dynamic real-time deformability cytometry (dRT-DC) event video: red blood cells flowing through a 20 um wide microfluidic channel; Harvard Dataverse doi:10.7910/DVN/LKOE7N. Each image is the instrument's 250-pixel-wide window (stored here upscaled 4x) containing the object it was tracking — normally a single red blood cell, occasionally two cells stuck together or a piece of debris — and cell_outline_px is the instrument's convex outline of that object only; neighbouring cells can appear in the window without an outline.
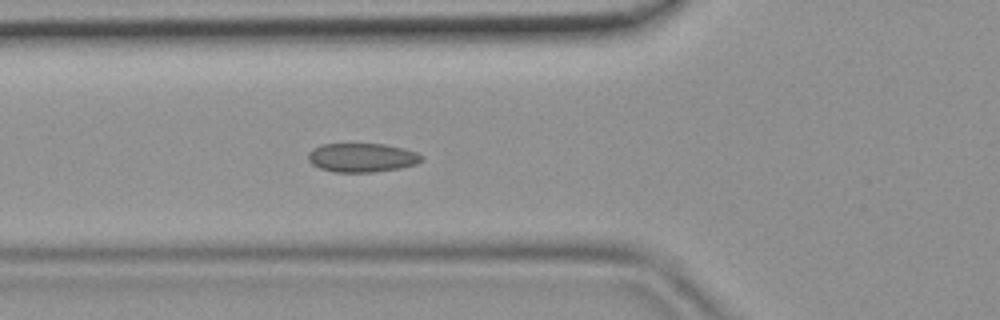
{"species": "common noctule bat (a hibernating species)", "species_latin": "Nyctalus noctula", "temperature_condition": "room temperature", "stored_images_in_passage": 41, "camera_frame_rate_fps": 3000, "um_per_image_px": 0.085, "animal": {"sex": "female", "body_mass_g": 19.9}, "frame": {"image": 1, "passage_image": 12, "time_ms": 3.667, "image_size_px": [1000, 320], "cell_outline_px": [[424, 160], [416, 164], [400, 168], [372, 172], [336, 172], [320, 168], [312, 164], [308, 160], [308, 152], [312, 148], [324, 144], [384, 144], [404, 148], [416, 152], [424, 156]], "centroid_in_image_um": [30.79, 13.39], "position_along_channel_um": 95.0, "area_um2": 19.19}}
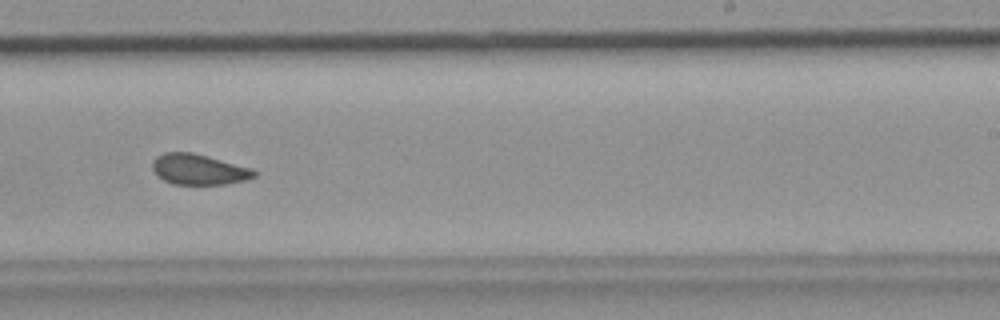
{"frame": {"image": 2, "passage_image": 24, "time_ms": 7.667, "image_size_px": [1000, 320], "cell_outline_px": [[260, 172], [256, 176], [244, 180], [228, 184], [172, 184], [156, 176], [152, 168], [152, 160], [156, 156], [164, 152], [192, 152], [208, 156], [252, 168]], "centroid_in_image_um": [16.89, 14.39], "position_along_channel_um": 272.1, "area_um2": 18.38}}
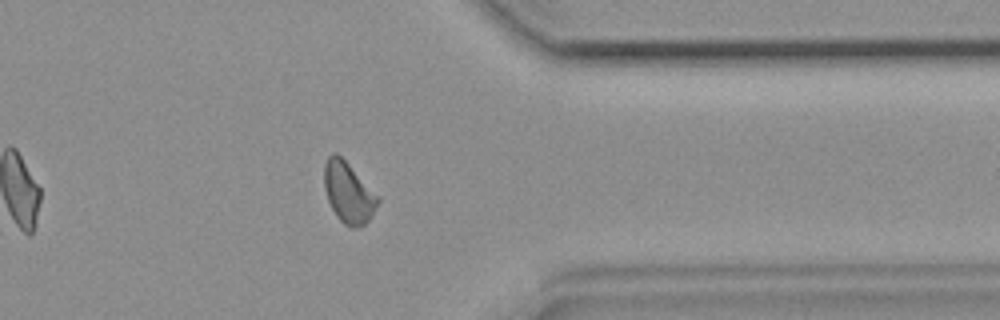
{"frame": {"image": 3, "passage_image": 32, "time_ms": 10.333, "image_size_px": [1000, 320], "cell_outline_px": [[380, 200], [368, 220], [364, 224], [356, 228], [352, 228], [344, 224], [336, 216], [328, 200], [324, 188], [324, 164], [328, 156], [332, 152], [336, 152], [380, 196]], "centroid_in_image_um": [29.61, 16.36], "position_along_channel_um": 381.8, "area_um2": 18.9}}